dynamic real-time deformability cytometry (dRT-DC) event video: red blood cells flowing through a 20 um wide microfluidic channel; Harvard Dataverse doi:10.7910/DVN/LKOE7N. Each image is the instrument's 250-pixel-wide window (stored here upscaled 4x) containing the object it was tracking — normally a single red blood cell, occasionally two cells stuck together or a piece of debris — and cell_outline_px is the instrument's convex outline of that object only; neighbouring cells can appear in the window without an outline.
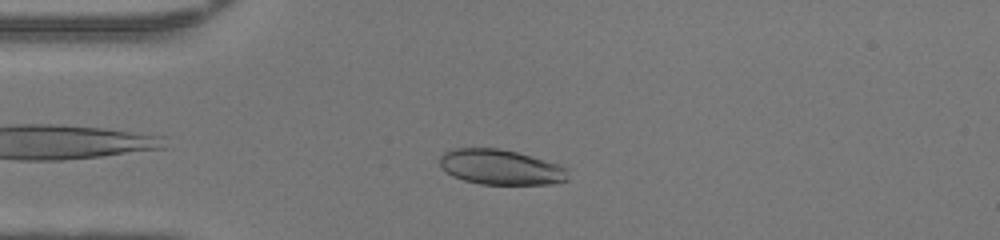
{"species": "human", "species_latin": "Homo sapiens", "temperature_condition": "warm", "stored_images_in_passage": 40, "camera_frame_rate_fps": 3000, "um_per_image_px": 0.085, "donor": {"sex": "female"}, "frame": {"image": 1, "passage_image": 4, "time_ms": 1.0, "image_size_px": [1000, 240], "cell_outline_px": [[568, 180], [552, 184], [480, 184], [464, 180], [452, 176], [440, 164], [440, 156], [444, 152], [452, 148], [496, 148], [516, 152], [544, 160], [568, 168]], "centroid_in_image_um": [42.56, 14.21], "position_along_channel_um": 42.4, "area_um2": 26.13}}
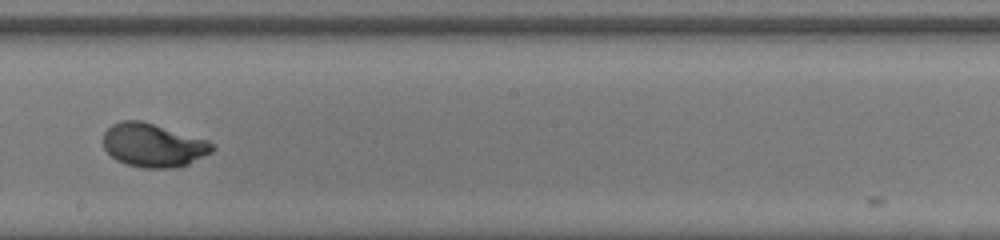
{"frame": {"image": 2, "passage_image": 19, "time_ms": 6.0, "image_size_px": [1000, 240], "cell_outline_px": [[216, 148], [212, 152], [188, 164], [176, 168], [144, 168], [128, 164], [116, 160], [104, 148], [104, 132], [112, 124], [120, 120], [140, 120], [208, 140], [216, 144]], "centroid_in_image_um": [13.05, 12.34], "position_along_channel_um": 235.1, "area_um2": 27.69}}
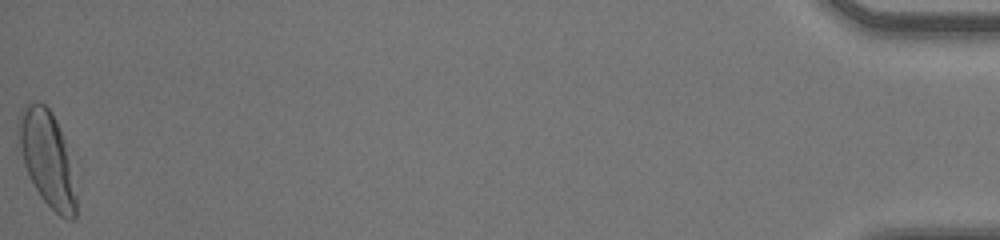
{"frame": {"image": 3, "passage_image": 40, "time_ms": 13.0, "image_size_px": [1000, 240], "cell_outline_px": [[76, 216], [72, 220], [68, 220], [60, 216], [40, 196], [24, 164], [20, 148], [16, 124], [16, 120], [24, 104], [40, 100], [52, 112], [56, 120], [64, 140], [76, 196]], "centroid_in_image_um": [3.97, 13.42], "position_along_channel_um": 431.2, "area_um2": 31.39}, "authors_computed_cell_mechanics": {"area_um2": 27.6284, "velocity_mm_per_s": 4.3244, "shape_relaxation_time_tau1_ms": 2.9195, "shape_relaxation_time_tau2_ms": null, "deformation_change_tau1": 0.179, "deformation_change_tau2": null}}